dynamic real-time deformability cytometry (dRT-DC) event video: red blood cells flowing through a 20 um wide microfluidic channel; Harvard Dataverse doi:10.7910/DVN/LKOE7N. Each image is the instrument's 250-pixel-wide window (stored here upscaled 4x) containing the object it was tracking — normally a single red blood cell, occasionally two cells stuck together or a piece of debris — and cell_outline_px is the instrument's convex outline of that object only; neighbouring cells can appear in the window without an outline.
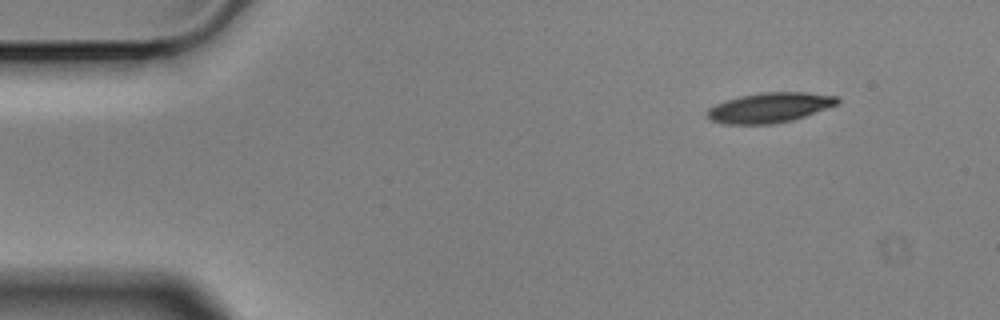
{"species": "Egyptian fruit bat (a non-hibernating species)", "species_latin": "Rousettus aegyptiacus", "temperature_condition": "cold", "stored_images_in_passage": 4, "segment_of_instrument_passage": [2, 2], "camera_frame_rate_fps": 3000, "um_per_image_px": 0.085, "animal": {"sex": "male"}, "frame": {"image": 1, "passage_image": 4, "time_ms": 1.0, "image_size_px": [1000, 320], "cell_outline_px": [[840, 100], [836, 104], [804, 116], [792, 120], [772, 124], [724, 124], [708, 120], [704, 116], [708, 108], [716, 104], [740, 96], [764, 92], [804, 92], [840, 96]], "centroid_in_image_um": [65.37, 9.15], "position_along_channel_um": 19.6, "area_um2": 22.72}}